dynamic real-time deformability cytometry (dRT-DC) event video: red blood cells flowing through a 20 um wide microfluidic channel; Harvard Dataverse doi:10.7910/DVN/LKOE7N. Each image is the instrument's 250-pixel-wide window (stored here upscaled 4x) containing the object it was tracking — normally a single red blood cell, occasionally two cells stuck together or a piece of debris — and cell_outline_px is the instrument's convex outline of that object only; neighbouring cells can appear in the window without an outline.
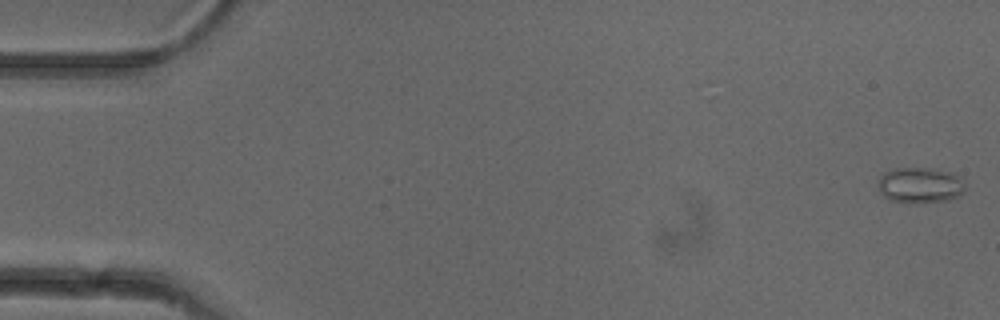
{"species": "common noctule bat (a hibernating species)", "species_latin": "Nyctalus noctula", "temperature_condition": "cold", "stored_images_in_passage": 52, "camera_frame_rate_fps": 3000, "um_per_image_px": 0.085, "animal": {"sex": "female"}, "frame": {"image": 1, "passage_image": 1, "time_ms": 0.0, "image_size_px": [1000, 320], "cell_outline_px": [[964, 192], [948, 200], [916, 204], [892, 200], [884, 196], [880, 188], [880, 176], [884, 172], [896, 168], [924, 168], [948, 172], [956, 176], [964, 184]], "centroid_in_image_um": [78.19, 15.76], "position_along_channel_um": 6.8, "area_um2": 17.69}}
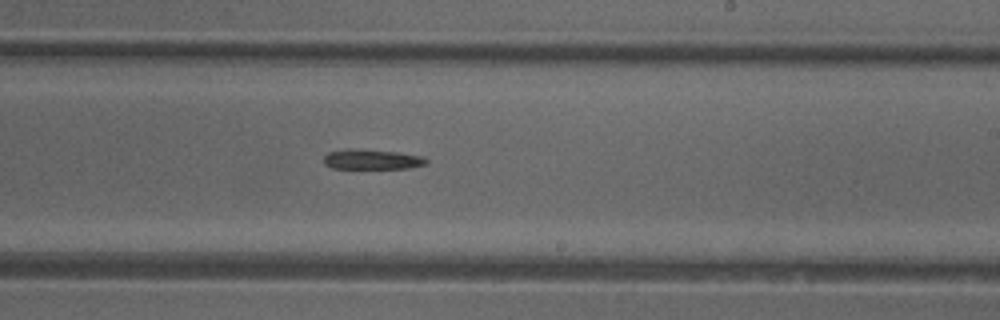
{"frame": {"image": 2, "passage_image": 31, "time_ms": 10.0, "image_size_px": [1000, 320], "cell_outline_px": [[428, 164], [408, 168], [332, 168], [324, 164], [324, 156], [328, 152], [344, 148], [352, 148], [400, 152], [424, 156], [428, 160]], "centroid_in_image_um": [31.63, 13.53], "position_along_channel_um": 257.4, "area_um2": 12.2}}
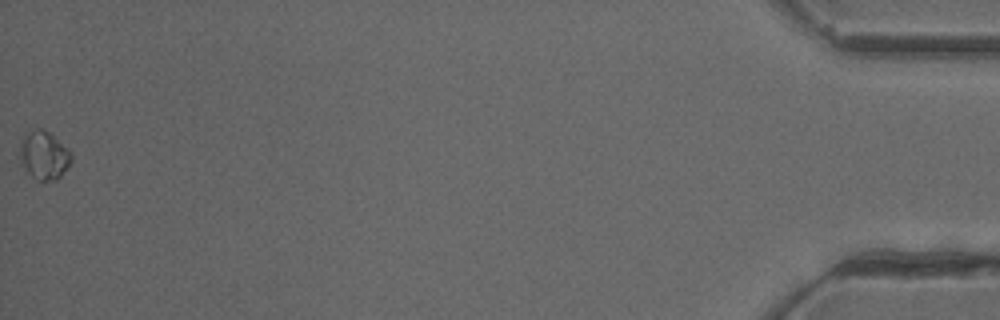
{"frame": {"image": 3, "passage_image": 52, "time_ms": 17.0, "image_size_px": [1000, 320], "cell_outline_px": [[72, 160], [60, 176], [56, 180], [36, 180], [24, 168], [20, 160], [20, 140], [24, 132], [36, 128], [40, 128], [48, 132], [68, 148], [72, 152]], "centroid_in_image_um": [3.71, 13.17], "position_along_channel_um": 431.5, "area_um2": 14.57}, "authors_computed_cell_mechanics": {"area_um2": 13.0628, "velocity_mm_per_s": 3.9628, "shape_relaxation_time_tau1_ms": 6.5167, "shape_relaxation_time_tau2_ms": null, "deformation_change_tau1": 0.1749, "deformation_change_tau2": null}}